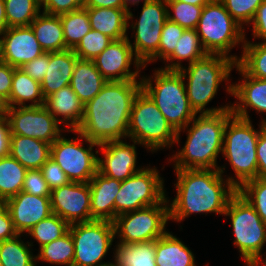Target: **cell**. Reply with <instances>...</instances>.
I'll return each mask as SVG.
<instances>
[{
  "instance_id": "obj_1",
  "label": "cell",
  "mask_w": 266,
  "mask_h": 266,
  "mask_svg": "<svg viewBox=\"0 0 266 266\" xmlns=\"http://www.w3.org/2000/svg\"><path fill=\"white\" fill-rule=\"evenodd\" d=\"M142 90L138 81H108L85 104L84 117L76 131L97 144L127 138L134 99Z\"/></svg>"
},
{
  "instance_id": "obj_2",
  "label": "cell",
  "mask_w": 266,
  "mask_h": 266,
  "mask_svg": "<svg viewBox=\"0 0 266 266\" xmlns=\"http://www.w3.org/2000/svg\"><path fill=\"white\" fill-rule=\"evenodd\" d=\"M174 170L177 195L169 204V220L181 222L192 213L224 215L237 189L218 169Z\"/></svg>"
},
{
  "instance_id": "obj_3",
  "label": "cell",
  "mask_w": 266,
  "mask_h": 266,
  "mask_svg": "<svg viewBox=\"0 0 266 266\" xmlns=\"http://www.w3.org/2000/svg\"><path fill=\"white\" fill-rule=\"evenodd\" d=\"M232 115V109L198 117L196 114L189 125L182 128L187 130L184 147L169 159L174 162V169H218L223 174L225 166L217 165V157L223 151L224 129Z\"/></svg>"
},
{
  "instance_id": "obj_4",
  "label": "cell",
  "mask_w": 266,
  "mask_h": 266,
  "mask_svg": "<svg viewBox=\"0 0 266 266\" xmlns=\"http://www.w3.org/2000/svg\"><path fill=\"white\" fill-rule=\"evenodd\" d=\"M236 62L225 55L208 54L178 71L184 80L189 104L196 114L218 113L231 109V104L216 108L205 106L215 98L221 82H228ZM206 108V109H205Z\"/></svg>"
},
{
  "instance_id": "obj_5",
  "label": "cell",
  "mask_w": 266,
  "mask_h": 266,
  "mask_svg": "<svg viewBox=\"0 0 266 266\" xmlns=\"http://www.w3.org/2000/svg\"><path fill=\"white\" fill-rule=\"evenodd\" d=\"M153 74L149 78L142 76V90L177 131L175 143L179 144L181 129L189 125L196 115L188 101L185 80L179 71L164 70L162 67ZM152 82H155V85Z\"/></svg>"
},
{
  "instance_id": "obj_6",
  "label": "cell",
  "mask_w": 266,
  "mask_h": 266,
  "mask_svg": "<svg viewBox=\"0 0 266 266\" xmlns=\"http://www.w3.org/2000/svg\"><path fill=\"white\" fill-rule=\"evenodd\" d=\"M254 129L251 120L232 115L224 129L223 151L234 177L227 180L238 190L245 182L258 177L257 142L260 129Z\"/></svg>"
},
{
  "instance_id": "obj_7",
  "label": "cell",
  "mask_w": 266,
  "mask_h": 266,
  "mask_svg": "<svg viewBox=\"0 0 266 266\" xmlns=\"http://www.w3.org/2000/svg\"><path fill=\"white\" fill-rule=\"evenodd\" d=\"M197 34L208 54H221L239 60L230 51L245 42V30L227 12L220 0H210L201 11Z\"/></svg>"
},
{
  "instance_id": "obj_8",
  "label": "cell",
  "mask_w": 266,
  "mask_h": 266,
  "mask_svg": "<svg viewBox=\"0 0 266 266\" xmlns=\"http://www.w3.org/2000/svg\"><path fill=\"white\" fill-rule=\"evenodd\" d=\"M177 131L170 125L153 100L141 90L132 105L127 138L155 152L170 148L176 142Z\"/></svg>"
},
{
  "instance_id": "obj_9",
  "label": "cell",
  "mask_w": 266,
  "mask_h": 266,
  "mask_svg": "<svg viewBox=\"0 0 266 266\" xmlns=\"http://www.w3.org/2000/svg\"><path fill=\"white\" fill-rule=\"evenodd\" d=\"M224 215L231 219L235 236L233 243L244 262L263 256L261 251L266 244V224L251 204L237 192L230 199Z\"/></svg>"
},
{
  "instance_id": "obj_10",
  "label": "cell",
  "mask_w": 266,
  "mask_h": 266,
  "mask_svg": "<svg viewBox=\"0 0 266 266\" xmlns=\"http://www.w3.org/2000/svg\"><path fill=\"white\" fill-rule=\"evenodd\" d=\"M69 231L74 242L72 266H112L113 262H102L116 238L112 221L75 223Z\"/></svg>"
},
{
  "instance_id": "obj_11",
  "label": "cell",
  "mask_w": 266,
  "mask_h": 266,
  "mask_svg": "<svg viewBox=\"0 0 266 266\" xmlns=\"http://www.w3.org/2000/svg\"><path fill=\"white\" fill-rule=\"evenodd\" d=\"M118 215L113 221L119 242L132 244L156 240L163 236L169 220V200Z\"/></svg>"
},
{
  "instance_id": "obj_12",
  "label": "cell",
  "mask_w": 266,
  "mask_h": 266,
  "mask_svg": "<svg viewBox=\"0 0 266 266\" xmlns=\"http://www.w3.org/2000/svg\"><path fill=\"white\" fill-rule=\"evenodd\" d=\"M72 131L80 138L67 139L61 135L51 144L50 158L59 165L70 182L89 183L97 172L98 166L99 150L94 153L93 147H99V144L87 139L76 130H67V132ZM81 140H85L89 146L87 148L83 146Z\"/></svg>"
},
{
  "instance_id": "obj_13",
  "label": "cell",
  "mask_w": 266,
  "mask_h": 266,
  "mask_svg": "<svg viewBox=\"0 0 266 266\" xmlns=\"http://www.w3.org/2000/svg\"><path fill=\"white\" fill-rule=\"evenodd\" d=\"M166 0H150L143 4L141 14L130 26L133 29L134 43L130 45L139 62L146 65L159 58V43L165 22L168 20Z\"/></svg>"
},
{
  "instance_id": "obj_14",
  "label": "cell",
  "mask_w": 266,
  "mask_h": 266,
  "mask_svg": "<svg viewBox=\"0 0 266 266\" xmlns=\"http://www.w3.org/2000/svg\"><path fill=\"white\" fill-rule=\"evenodd\" d=\"M164 180L156 167H143L140 172L121 181L115 198V218L123 213L157 205L166 197Z\"/></svg>"
},
{
  "instance_id": "obj_15",
  "label": "cell",
  "mask_w": 266,
  "mask_h": 266,
  "mask_svg": "<svg viewBox=\"0 0 266 266\" xmlns=\"http://www.w3.org/2000/svg\"><path fill=\"white\" fill-rule=\"evenodd\" d=\"M12 135L31 137L52 144L65 128L42 106L10 107L7 115Z\"/></svg>"
},
{
  "instance_id": "obj_16",
  "label": "cell",
  "mask_w": 266,
  "mask_h": 266,
  "mask_svg": "<svg viewBox=\"0 0 266 266\" xmlns=\"http://www.w3.org/2000/svg\"><path fill=\"white\" fill-rule=\"evenodd\" d=\"M93 62L107 81H137L141 68L145 69L136 58L129 37L114 40ZM132 62L136 67L134 72L130 69Z\"/></svg>"
},
{
  "instance_id": "obj_17",
  "label": "cell",
  "mask_w": 266,
  "mask_h": 266,
  "mask_svg": "<svg viewBox=\"0 0 266 266\" xmlns=\"http://www.w3.org/2000/svg\"><path fill=\"white\" fill-rule=\"evenodd\" d=\"M89 183L69 182L51 191V209L69 225L91 221Z\"/></svg>"
},
{
  "instance_id": "obj_18",
  "label": "cell",
  "mask_w": 266,
  "mask_h": 266,
  "mask_svg": "<svg viewBox=\"0 0 266 266\" xmlns=\"http://www.w3.org/2000/svg\"><path fill=\"white\" fill-rule=\"evenodd\" d=\"M43 53L31 26L8 27L0 35V60L11 67L21 68Z\"/></svg>"
},
{
  "instance_id": "obj_19",
  "label": "cell",
  "mask_w": 266,
  "mask_h": 266,
  "mask_svg": "<svg viewBox=\"0 0 266 266\" xmlns=\"http://www.w3.org/2000/svg\"><path fill=\"white\" fill-rule=\"evenodd\" d=\"M134 144L124 142L123 139L99 144L103 159L98 157L97 171L107 177L124 181L143 168H137L136 146L140 143L131 140Z\"/></svg>"
},
{
  "instance_id": "obj_20",
  "label": "cell",
  "mask_w": 266,
  "mask_h": 266,
  "mask_svg": "<svg viewBox=\"0 0 266 266\" xmlns=\"http://www.w3.org/2000/svg\"><path fill=\"white\" fill-rule=\"evenodd\" d=\"M5 204L20 235L52 214L50 197L34 196L23 191L7 199Z\"/></svg>"
},
{
  "instance_id": "obj_21",
  "label": "cell",
  "mask_w": 266,
  "mask_h": 266,
  "mask_svg": "<svg viewBox=\"0 0 266 266\" xmlns=\"http://www.w3.org/2000/svg\"><path fill=\"white\" fill-rule=\"evenodd\" d=\"M235 68L241 74L242 80L230 85L228 82L226 87V92L239 100L231 104L233 115L250 120L248 108L256 110L257 113H266V79L247 75L237 64Z\"/></svg>"
},
{
  "instance_id": "obj_22",
  "label": "cell",
  "mask_w": 266,
  "mask_h": 266,
  "mask_svg": "<svg viewBox=\"0 0 266 266\" xmlns=\"http://www.w3.org/2000/svg\"><path fill=\"white\" fill-rule=\"evenodd\" d=\"M121 181L107 177L98 171L89 181L91 197V221L115 220V198L119 193Z\"/></svg>"
},
{
  "instance_id": "obj_23",
  "label": "cell",
  "mask_w": 266,
  "mask_h": 266,
  "mask_svg": "<svg viewBox=\"0 0 266 266\" xmlns=\"http://www.w3.org/2000/svg\"><path fill=\"white\" fill-rule=\"evenodd\" d=\"M44 106L60 124L68 126L67 130H76L84 117L85 105L70 85L47 96Z\"/></svg>"
},
{
  "instance_id": "obj_24",
  "label": "cell",
  "mask_w": 266,
  "mask_h": 266,
  "mask_svg": "<svg viewBox=\"0 0 266 266\" xmlns=\"http://www.w3.org/2000/svg\"><path fill=\"white\" fill-rule=\"evenodd\" d=\"M77 58L71 49L50 53L48 71L40 83L44 98L70 84Z\"/></svg>"
},
{
  "instance_id": "obj_25",
  "label": "cell",
  "mask_w": 266,
  "mask_h": 266,
  "mask_svg": "<svg viewBox=\"0 0 266 266\" xmlns=\"http://www.w3.org/2000/svg\"><path fill=\"white\" fill-rule=\"evenodd\" d=\"M107 82L93 60L77 58L69 85L84 105L92 100Z\"/></svg>"
},
{
  "instance_id": "obj_26",
  "label": "cell",
  "mask_w": 266,
  "mask_h": 266,
  "mask_svg": "<svg viewBox=\"0 0 266 266\" xmlns=\"http://www.w3.org/2000/svg\"><path fill=\"white\" fill-rule=\"evenodd\" d=\"M10 156L26 169H41L51 156V144L31 137L11 135Z\"/></svg>"
},
{
  "instance_id": "obj_27",
  "label": "cell",
  "mask_w": 266,
  "mask_h": 266,
  "mask_svg": "<svg viewBox=\"0 0 266 266\" xmlns=\"http://www.w3.org/2000/svg\"><path fill=\"white\" fill-rule=\"evenodd\" d=\"M91 29L105 34L113 40L128 37V11L116 8H85Z\"/></svg>"
},
{
  "instance_id": "obj_28",
  "label": "cell",
  "mask_w": 266,
  "mask_h": 266,
  "mask_svg": "<svg viewBox=\"0 0 266 266\" xmlns=\"http://www.w3.org/2000/svg\"><path fill=\"white\" fill-rule=\"evenodd\" d=\"M155 262L157 266H196L193 252L170 232L155 240Z\"/></svg>"
},
{
  "instance_id": "obj_29",
  "label": "cell",
  "mask_w": 266,
  "mask_h": 266,
  "mask_svg": "<svg viewBox=\"0 0 266 266\" xmlns=\"http://www.w3.org/2000/svg\"><path fill=\"white\" fill-rule=\"evenodd\" d=\"M45 53L66 50L63 25L59 15L42 12L30 24Z\"/></svg>"
},
{
  "instance_id": "obj_30",
  "label": "cell",
  "mask_w": 266,
  "mask_h": 266,
  "mask_svg": "<svg viewBox=\"0 0 266 266\" xmlns=\"http://www.w3.org/2000/svg\"><path fill=\"white\" fill-rule=\"evenodd\" d=\"M28 101L32 102L28 106L44 105L45 98L41 91V84L20 68H14L12 87L8 98L10 107L27 106L26 102Z\"/></svg>"
},
{
  "instance_id": "obj_31",
  "label": "cell",
  "mask_w": 266,
  "mask_h": 266,
  "mask_svg": "<svg viewBox=\"0 0 266 266\" xmlns=\"http://www.w3.org/2000/svg\"><path fill=\"white\" fill-rule=\"evenodd\" d=\"M207 55L196 29H185L174 52L164 61L170 63H167L162 69L178 71L183 67L181 61L188 60L191 64Z\"/></svg>"
},
{
  "instance_id": "obj_32",
  "label": "cell",
  "mask_w": 266,
  "mask_h": 266,
  "mask_svg": "<svg viewBox=\"0 0 266 266\" xmlns=\"http://www.w3.org/2000/svg\"><path fill=\"white\" fill-rule=\"evenodd\" d=\"M114 251L112 266H157L155 240L132 244L118 242Z\"/></svg>"
},
{
  "instance_id": "obj_33",
  "label": "cell",
  "mask_w": 266,
  "mask_h": 266,
  "mask_svg": "<svg viewBox=\"0 0 266 266\" xmlns=\"http://www.w3.org/2000/svg\"><path fill=\"white\" fill-rule=\"evenodd\" d=\"M27 170L11 156L0 158V198L6 201L22 191Z\"/></svg>"
},
{
  "instance_id": "obj_34",
  "label": "cell",
  "mask_w": 266,
  "mask_h": 266,
  "mask_svg": "<svg viewBox=\"0 0 266 266\" xmlns=\"http://www.w3.org/2000/svg\"><path fill=\"white\" fill-rule=\"evenodd\" d=\"M242 54L236 64L249 76L266 79V42H250L246 40Z\"/></svg>"
},
{
  "instance_id": "obj_35",
  "label": "cell",
  "mask_w": 266,
  "mask_h": 266,
  "mask_svg": "<svg viewBox=\"0 0 266 266\" xmlns=\"http://www.w3.org/2000/svg\"><path fill=\"white\" fill-rule=\"evenodd\" d=\"M33 243H24L21 235L0 243V260L2 266H36V256L30 249Z\"/></svg>"
},
{
  "instance_id": "obj_36",
  "label": "cell",
  "mask_w": 266,
  "mask_h": 266,
  "mask_svg": "<svg viewBox=\"0 0 266 266\" xmlns=\"http://www.w3.org/2000/svg\"><path fill=\"white\" fill-rule=\"evenodd\" d=\"M63 25L65 46L73 50L80 40L90 31L88 12L85 8L60 14Z\"/></svg>"
},
{
  "instance_id": "obj_37",
  "label": "cell",
  "mask_w": 266,
  "mask_h": 266,
  "mask_svg": "<svg viewBox=\"0 0 266 266\" xmlns=\"http://www.w3.org/2000/svg\"><path fill=\"white\" fill-rule=\"evenodd\" d=\"M36 260L50 264L72 266L74 258V242L68 231L62 237L39 248Z\"/></svg>"
},
{
  "instance_id": "obj_38",
  "label": "cell",
  "mask_w": 266,
  "mask_h": 266,
  "mask_svg": "<svg viewBox=\"0 0 266 266\" xmlns=\"http://www.w3.org/2000/svg\"><path fill=\"white\" fill-rule=\"evenodd\" d=\"M8 27L30 26L41 13V5L35 0H4Z\"/></svg>"
},
{
  "instance_id": "obj_39",
  "label": "cell",
  "mask_w": 266,
  "mask_h": 266,
  "mask_svg": "<svg viewBox=\"0 0 266 266\" xmlns=\"http://www.w3.org/2000/svg\"><path fill=\"white\" fill-rule=\"evenodd\" d=\"M70 225L57 214H51L34 225L27 233L39 244V248L62 237Z\"/></svg>"
},
{
  "instance_id": "obj_40",
  "label": "cell",
  "mask_w": 266,
  "mask_h": 266,
  "mask_svg": "<svg viewBox=\"0 0 266 266\" xmlns=\"http://www.w3.org/2000/svg\"><path fill=\"white\" fill-rule=\"evenodd\" d=\"M166 4L168 20L177 23L185 29H196L204 6H196L177 0H166Z\"/></svg>"
},
{
  "instance_id": "obj_41",
  "label": "cell",
  "mask_w": 266,
  "mask_h": 266,
  "mask_svg": "<svg viewBox=\"0 0 266 266\" xmlns=\"http://www.w3.org/2000/svg\"><path fill=\"white\" fill-rule=\"evenodd\" d=\"M237 192L251 204L266 224V179L257 177L249 180Z\"/></svg>"
},
{
  "instance_id": "obj_42",
  "label": "cell",
  "mask_w": 266,
  "mask_h": 266,
  "mask_svg": "<svg viewBox=\"0 0 266 266\" xmlns=\"http://www.w3.org/2000/svg\"><path fill=\"white\" fill-rule=\"evenodd\" d=\"M114 40L97 30H90L73 49L80 59L94 60Z\"/></svg>"
},
{
  "instance_id": "obj_43",
  "label": "cell",
  "mask_w": 266,
  "mask_h": 266,
  "mask_svg": "<svg viewBox=\"0 0 266 266\" xmlns=\"http://www.w3.org/2000/svg\"><path fill=\"white\" fill-rule=\"evenodd\" d=\"M227 12L233 17V19L241 26H249L250 22L254 18L257 8L262 4L264 0H220Z\"/></svg>"
},
{
  "instance_id": "obj_44",
  "label": "cell",
  "mask_w": 266,
  "mask_h": 266,
  "mask_svg": "<svg viewBox=\"0 0 266 266\" xmlns=\"http://www.w3.org/2000/svg\"><path fill=\"white\" fill-rule=\"evenodd\" d=\"M185 28L167 20L163 26L159 43V59L165 61L175 50Z\"/></svg>"
},
{
  "instance_id": "obj_45",
  "label": "cell",
  "mask_w": 266,
  "mask_h": 266,
  "mask_svg": "<svg viewBox=\"0 0 266 266\" xmlns=\"http://www.w3.org/2000/svg\"><path fill=\"white\" fill-rule=\"evenodd\" d=\"M22 191L34 196L51 197V190L40 169H28Z\"/></svg>"
},
{
  "instance_id": "obj_46",
  "label": "cell",
  "mask_w": 266,
  "mask_h": 266,
  "mask_svg": "<svg viewBox=\"0 0 266 266\" xmlns=\"http://www.w3.org/2000/svg\"><path fill=\"white\" fill-rule=\"evenodd\" d=\"M40 170L51 191L70 182L64 171L51 158L46 161Z\"/></svg>"
},
{
  "instance_id": "obj_47",
  "label": "cell",
  "mask_w": 266,
  "mask_h": 266,
  "mask_svg": "<svg viewBox=\"0 0 266 266\" xmlns=\"http://www.w3.org/2000/svg\"><path fill=\"white\" fill-rule=\"evenodd\" d=\"M50 53H43L34 60L27 62L20 69L28 74L33 80L42 82L49 66Z\"/></svg>"
},
{
  "instance_id": "obj_48",
  "label": "cell",
  "mask_w": 266,
  "mask_h": 266,
  "mask_svg": "<svg viewBox=\"0 0 266 266\" xmlns=\"http://www.w3.org/2000/svg\"><path fill=\"white\" fill-rule=\"evenodd\" d=\"M42 7V12L50 15H60L81 9L76 2H70V0H44Z\"/></svg>"
},
{
  "instance_id": "obj_49",
  "label": "cell",
  "mask_w": 266,
  "mask_h": 266,
  "mask_svg": "<svg viewBox=\"0 0 266 266\" xmlns=\"http://www.w3.org/2000/svg\"><path fill=\"white\" fill-rule=\"evenodd\" d=\"M260 133L257 142L258 178L266 179V120L259 125Z\"/></svg>"
},
{
  "instance_id": "obj_50",
  "label": "cell",
  "mask_w": 266,
  "mask_h": 266,
  "mask_svg": "<svg viewBox=\"0 0 266 266\" xmlns=\"http://www.w3.org/2000/svg\"><path fill=\"white\" fill-rule=\"evenodd\" d=\"M254 39L266 42V0L257 8L254 18L250 22Z\"/></svg>"
},
{
  "instance_id": "obj_51",
  "label": "cell",
  "mask_w": 266,
  "mask_h": 266,
  "mask_svg": "<svg viewBox=\"0 0 266 266\" xmlns=\"http://www.w3.org/2000/svg\"><path fill=\"white\" fill-rule=\"evenodd\" d=\"M18 235L6 204L0 208V243L15 238Z\"/></svg>"
},
{
  "instance_id": "obj_52",
  "label": "cell",
  "mask_w": 266,
  "mask_h": 266,
  "mask_svg": "<svg viewBox=\"0 0 266 266\" xmlns=\"http://www.w3.org/2000/svg\"><path fill=\"white\" fill-rule=\"evenodd\" d=\"M11 135L7 117H0V158L10 156Z\"/></svg>"
},
{
  "instance_id": "obj_53",
  "label": "cell",
  "mask_w": 266,
  "mask_h": 266,
  "mask_svg": "<svg viewBox=\"0 0 266 266\" xmlns=\"http://www.w3.org/2000/svg\"><path fill=\"white\" fill-rule=\"evenodd\" d=\"M14 67L0 60V94L9 98L12 87Z\"/></svg>"
},
{
  "instance_id": "obj_54",
  "label": "cell",
  "mask_w": 266,
  "mask_h": 266,
  "mask_svg": "<svg viewBox=\"0 0 266 266\" xmlns=\"http://www.w3.org/2000/svg\"><path fill=\"white\" fill-rule=\"evenodd\" d=\"M86 8L125 9L123 0H88Z\"/></svg>"
},
{
  "instance_id": "obj_55",
  "label": "cell",
  "mask_w": 266,
  "mask_h": 266,
  "mask_svg": "<svg viewBox=\"0 0 266 266\" xmlns=\"http://www.w3.org/2000/svg\"><path fill=\"white\" fill-rule=\"evenodd\" d=\"M8 28L4 0H0V35Z\"/></svg>"
},
{
  "instance_id": "obj_56",
  "label": "cell",
  "mask_w": 266,
  "mask_h": 266,
  "mask_svg": "<svg viewBox=\"0 0 266 266\" xmlns=\"http://www.w3.org/2000/svg\"><path fill=\"white\" fill-rule=\"evenodd\" d=\"M10 110L8 98L0 94V117H7Z\"/></svg>"
},
{
  "instance_id": "obj_57",
  "label": "cell",
  "mask_w": 266,
  "mask_h": 266,
  "mask_svg": "<svg viewBox=\"0 0 266 266\" xmlns=\"http://www.w3.org/2000/svg\"><path fill=\"white\" fill-rule=\"evenodd\" d=\"M150 0H143V4L146 3V2H149ZM140 0H123V3H124V7L125 9L128 11V22L129 20H132L133 19V13L130 11L131 6H128V5H137L139 4Z\"/></svg>"
},
{
  "instance_id": "obj_58",
  "label": "cell",
  "mask_w": 266,
  "mask_h": 266,
  "mask_svg": "<svg viewBox=\"0 0 266 266\" xmlns=\"http://www.w3.org/2000/svg\"><path fill=\"white\" fill-rule=\"evenodd\" d=\"M245 264L246 266H266V258L263 259L262 256L254 257L247 260Z\"/></svg>"
},
{
  "instance_id": "obj_59",
  "label": "cell",
  "mask_w": 266,
  "mask_h": 266,
  "mask_svg": "<svg viewBox=\"0 0 266 266\" xmlns=\"http://www.w3.org/2000/svg\"><path fill=\"white\" fill-rule=\"evenodd\" d=\"M177 1L185 2L187 4H192V5H196V6H204L210 0H177Z\"/></svg>"
},
{
  "instance_id": "obj_60",
  "label": "cell",
  "mask_w": 266,
  "mask_h": 266,
  "mask_svg": "<svg viewBox=\"0 0 266 266\" xmlns=\"http://www.w3.org/2000/svg\"><path fill=\"white\" fill-rule=\"evenodd\" d=\"M70 2H76L81 8H86L88 0H70Z\"/></svg>"
},
{
  "instance_id": "obj_61",
  "label": "cell",
  "mask_w": 266,
  "mask_h": 266,
  "mask_svg": "<svg viewBox=\"0 0 266 266\" xmlns=\"http://www.w3.org/2000/svg\"><path fill=\"white\" fill-rule=\"evenodd\" d=\"M4 204H5V201H4L2 198H0V208H1Z\"/></svg>"
},
{
  "instance_id": "obj_62",
  "label": "cell",
  "mask_w": 266,
  "mask_h": 266,
  "mask_svg": "<svg viewBox=\"0 0 266 266\" xmlns=\"http://www.w3.org/2000/svg\"><path fill=\"white\" fill-rule=\"evenodd\" d=\"M36 2H38L40 5H42V3L44 2V0H35Z\"/></svg>"
}]
</instances>
